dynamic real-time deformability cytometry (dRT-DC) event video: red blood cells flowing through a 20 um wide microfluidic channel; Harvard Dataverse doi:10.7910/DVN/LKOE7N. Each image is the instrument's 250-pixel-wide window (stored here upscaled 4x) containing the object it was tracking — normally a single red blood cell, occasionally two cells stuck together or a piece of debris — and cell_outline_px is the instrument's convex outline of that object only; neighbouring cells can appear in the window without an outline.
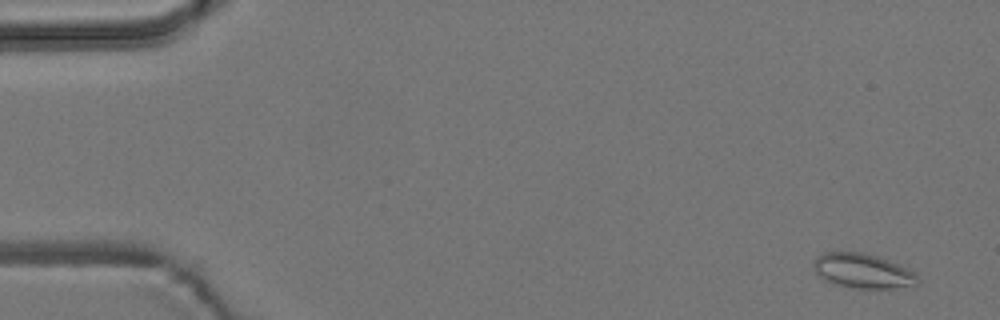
{"species": "common noctule bat (a hibernating species)", "species_latin": "Nyctalus noctula", "temperature_condition": "room temperature", "stored_images_in_passage": 4, "camera_frame_rate_fps": 3000, "um_per_image_px": 0.085, "animal": {"sex": "male", "body_mass_g": 19.2, "forearm_length_mm": 51.8}, "frame": {"image": 1, "passage_image": 1, "time_ms": 0.0, "image_size_px": [1000, 320], "cell_outline_px": [[920, 284], [892, 288], [852, 288], [836, 284], [820, 276], [812, 268], [812, 264], [816, 256], [824, 252], [864, 252], [876, 256], [896, 264], [912, 272], [920, 280]], "centroid_in_image_um": [73.28, 23.02], "position_along_channel_um": 11.7, "area_um2": 20.69}}